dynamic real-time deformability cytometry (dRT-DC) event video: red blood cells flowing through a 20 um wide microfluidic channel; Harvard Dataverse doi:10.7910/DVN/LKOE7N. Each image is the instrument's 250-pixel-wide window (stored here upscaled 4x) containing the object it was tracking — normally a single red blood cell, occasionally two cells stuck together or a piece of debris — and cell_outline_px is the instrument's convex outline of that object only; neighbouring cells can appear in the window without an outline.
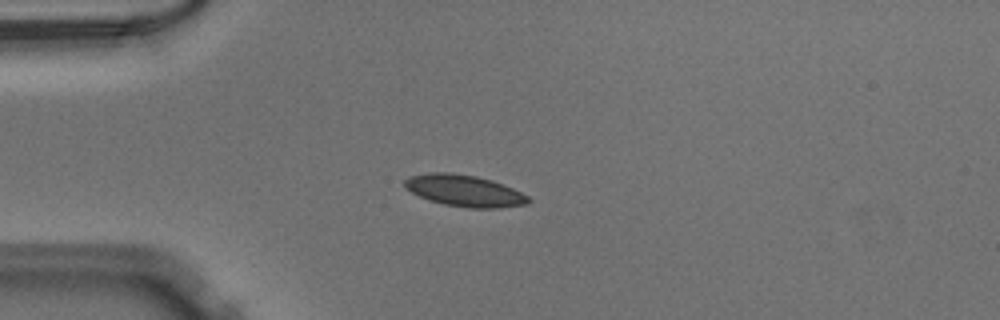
{"species": "Egyptian fruit bat (a non-hibernating species)", "species_latin": "Rousettus aegyptiacus", "temperature_condition": "warm", "stored_images_in_passage": 39, "camera_frame_rate_fps": 3000, "um_per_image_px": 0.085, "animal": {"sex": "male"}, "frame": {"image": 1, "passage_image": 1, "time_ms": 0.0, "image_size_px": [1000, 320], "cell_outline_px": [[532, 200], [528, 204], [500, 208], [468, 208], [444, 204], [428, 200], [404, 188], [404, 180], [408, 176], [428, 172], [452, 172], [476, 176], [492, 180], [512, 188], [528, 196]], "centroid_in_image_um": [39.46, 16.2], "position_along_channel_um": 45.5, "area_um2": 22.95}}
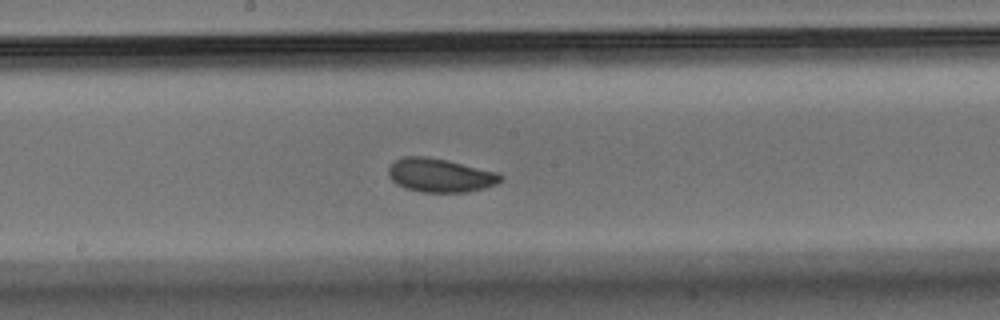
{"frame": {"image": 2, "passage_image": 15, "time_ms": 4.667, "image_size_px": [1000, 320], "cell_outline_px": [[504, 180], [496, 184], [484, 188], [468, 192], [420, 192], [404, 188], [396, 184], [388, 176], [388, 168], [396, 160], [404, 156], [428, 156], [448, 160], [500, 172], [504, 176]], "centroid_in_image_um": [37.45, 14.9], "position_along_channel_um": 210.8, "area_um2": 22.43}}
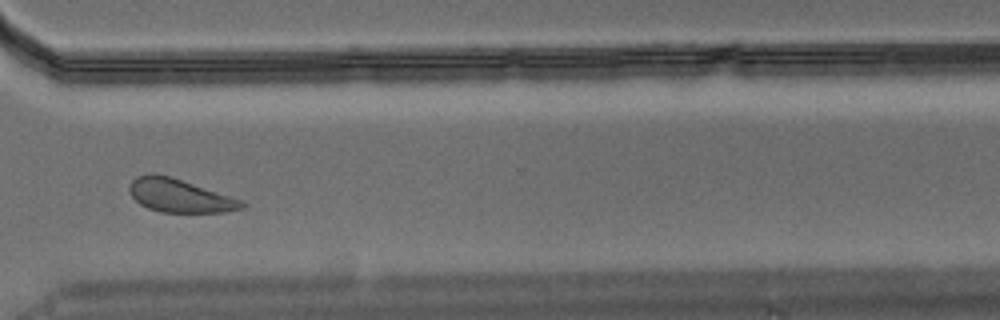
{"frame": {"image": 3, "passage_image": 26, "time_ms": 8.333, "image_size_px": [1000, 320], "cell_outline_px": [[248, 204], [244, 208], [224, 212], [160, 212], [148, 208], [140, 204], [128, 192], [128, 188], [132, 180], [136, 176], [152, 172], [168, 176], [244, 200]], "centroid_in_image_um": [15.27, 16.63], "position_along_channel_um": 355.3, "area_um2": 21.85}}